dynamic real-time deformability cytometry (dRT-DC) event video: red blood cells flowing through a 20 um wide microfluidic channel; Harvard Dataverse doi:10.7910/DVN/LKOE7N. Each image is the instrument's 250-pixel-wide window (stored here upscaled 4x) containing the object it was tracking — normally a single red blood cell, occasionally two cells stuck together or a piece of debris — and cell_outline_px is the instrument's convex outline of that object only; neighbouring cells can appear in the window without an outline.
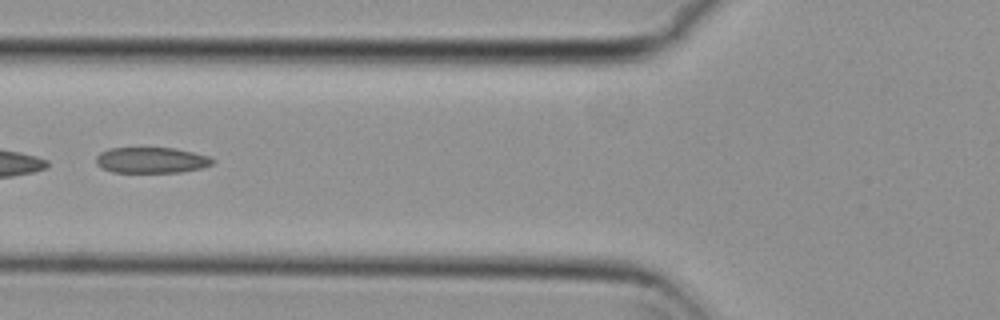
{"species": "common noctule bat (a hibernating species)", "species_latin": "Nyctalus noctula", "temperature_condition": "cold", "stored_images_in_passage": 36, "camera_frame_rate_fps": 3000, "um_per_image_px": 0.085, "animal": {"sex": "female", "body_mass_g": 29.2, "forearm_length_mm": 56.3}, "frame": {"image": 1, "passage_image": 6, "time_ms": 1.667, "image_size_px": [1000, 320], "cell_outline_px": [[216, 160], [212, 164], [204, 168], [180, 172], [112, 172], [100, 168], [96, 164], [96, 156], [100, 152], [108, 148], [176, 148], [208, 156]], "centroid_in_image_um": [12.86, 13.62], "position_along_channel_um": 112.9, "area_um2": 17.69}, "authors_computed_cell_mechanics": {"area_um2": 18.5249, "velocity_mm_per_s": 3.8089, "shape_relaxation_time_tau1_ms": null, "shape_relaxation_time_tau2_ms": 3.1141, "deformation_change_tau1": null, "deformation_change_tau2": 0.088}}